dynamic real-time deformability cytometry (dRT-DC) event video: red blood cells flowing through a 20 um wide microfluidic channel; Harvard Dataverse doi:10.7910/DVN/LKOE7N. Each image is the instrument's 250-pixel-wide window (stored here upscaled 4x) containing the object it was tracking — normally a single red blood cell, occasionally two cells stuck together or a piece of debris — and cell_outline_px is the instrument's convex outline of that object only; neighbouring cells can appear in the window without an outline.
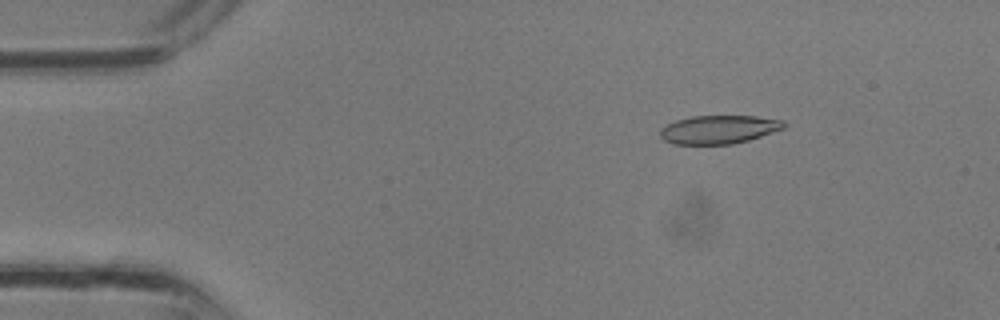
{"species": "common noctule bat (a hibernating species)", "species_latin": "Nyctalus noctula", "temperature_condition": "room temperature", "stored_images_in_passage": 35, "camera_frame_rate_fps": 3000, "um_per_image_px": 0.085, "animal": {"sex": "male", "body_mass_g": 13.3}, "frame": {"image": 1, "passage_image": 5, "time_ms": 1.333, "image_size_px": [1000, 320], "cell_outline_px": [[788, 124], [784, 128], [748, 140], [732, 144], [672, 144], [664, 140], [660, 136], [660, 128], [676, 120], [692, 116], [756, 116], [784, 120]], "centroid_in_image_um": [61.1, 11.0], "position_along_channel_um": 23.9, "area_um2": 20.52}}
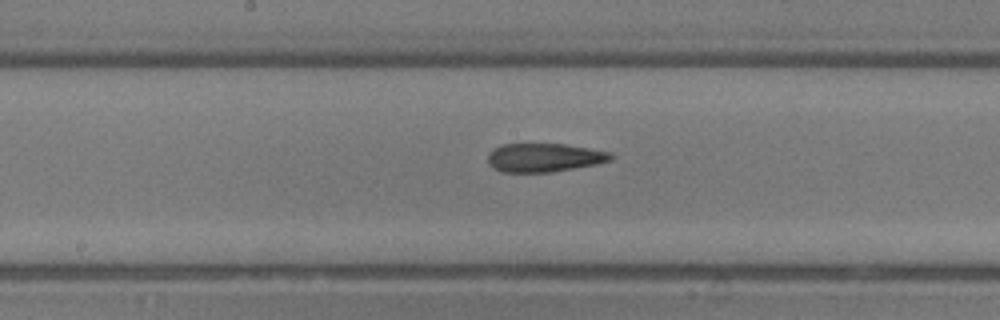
{"frame": {"image": 2, "passage_image": 18, "time_ms": 5.667, "image_size_px": [1000, 320], "cell_outline_px": [[612, 160], [596, 164], [552, 172], [500, 172], [492, 168], [488, 164], [488, 152], [492, 148], [500, 144], [564, 144], [612, 152]], "centroid_in_image_um": [46.2, 13.39], "position_along_channel_um": 202.0, "area_um2": 20.69}}
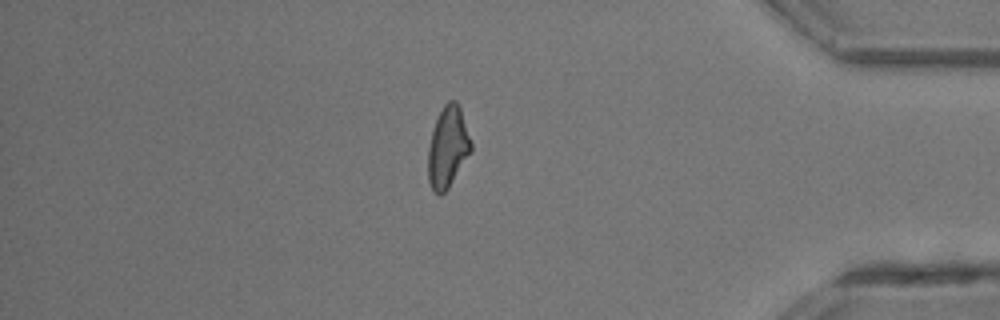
{"frame": {"image": 3, "passage_image": 30, "time_ms": 9.667, "image_size_px": [1000, 320], "cell_outline_px": [[472, 152], [448, 188], [440, 196], [432, 192], [428, 180], [428, 148], [432, 132], [436, 120], [444, 104], [448, 100], [456, 100], [460, 104], [472, 144]], "centroid_in_image_um": [38.07, 12.52], "position_along_channel_um": 397.1, "area_um2": 20.58}}